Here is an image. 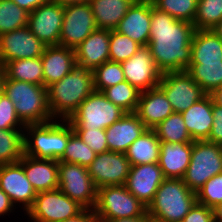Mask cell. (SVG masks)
<instances>
[{
	"label": "cell",
	"instance_id": "cell-50",
	"mask_svg": "<svg viewBox=\"0 0 222 222\" xmlns=\"http://www.w3.org/2000/svg\"><path fill=\"white\" fill-rule=\"evenodd\" d=\"M50 2L56 3L62 6L74 5L79 3H90L91 0H49Z\"/></svg>",
	"mask_w": 222,
	"mask_h": 222
},
{
	"label": "cell",
	"instance_id": "cell-39",
	"mask_svg": "<svg viewBox=\"0 0 222 222\" xmlns=\"http://www.w3.org/2000/svg\"><path fill=\"white\" fill-rule=\"evenodd\" d=\"M152 2L156 8L171 15L176 20L193 24L198 0H152Z\"/></svg>",
	"mask_w": 222,
	"mask_h": 222
},
{
	"label": "cell",
	"instance_id": "cell-7",
	"mask_svg": "<svg viewBox=\"0 0 222 222\" xmlns=\"http://www.w3.org/2000/svg\"><path fill=\"white\" fill-rule=\"evenodd\" d=\"M126 112L109 101L102 92L93 91L69 117L73 129L105 130Z\"/></svg>",
	"mask_w": 222,
	"mask_h": 222
},
{
	"label": "cell",
	"instance_id": "cell-10",
	"mask_svg": "<svg viewBox=\"0 0 222 222\" xmlns=\"http://www.w3.org/2000/svg\"><path fill=\"white\" fill-rule=\"evenodd\" d=\"M84 208L59 188L38 192L32 207L27 211L28 221L60 222L78 215ZM31 218V220H30Z\"/></svg>",
	"mask_w": 222,
	"mask_h": 222
},
{
	"label": "cell",
	"instance_id": "cell-34",
	"mask_svg": "<svg viewBox=\"0 0 222 222\" xmlns=\"http://www.w3.org/2000/svg\"><path fill=\"white\" fill-rule=\"evenodd\" d=\"M113 104L119 106L126 113H134L141 95V91L130 85L126 80L106 88L102 92Z\"/></svg>",
	"mask_w": 222,
	"mask_h": 222
},
{
	"label": "cell",
	"instance_id": "cell-55",
	"mask_svg": "<svg viewBox=\"0 0 222 222\" xmlns=\"http://www.w3.org/2000/svg\"><path fill=\"white\" fill-rule=\"evenodd\" d=\"M148 222H159V221L150 218Z\"/></svg>",
	"mask_w": 222,
	"mask_h": 222
},
{
	"label": "cell",
	"instance_id": "cell-31",
	"mask_svg": "<svg viewBox=\"0 0 222 222\" xmlns=\"http://www.w3.org/2000/svg\"><path fill=\"white\" fill-rule=\"evenodd\" d=\"M192 79L210 95L222 86V61L212 63H190L186 70Z\"/></svg>",
	"mask_w": 222,
	"mask_h": 222
},
{
	"label": "cell",
	"instance_id": "cell-28",
	"mask_svg": "<svg viewBox=\"0 0 222 222\" xmlns=\"http://www.w3.org/2000/svg\"><path fill=\"white\" fill-rule=\"evenodd\" d=\"M136 0H91L97 29L114 30Z\"/></svg>",
	"mask_w": 222,
	"mask_h": 222
},
{
	"label": "cell",
	"instance_id": "cell-51",
	"mask_svg": "<svg viewBox=\"0 0 222 222\" xmlns=\"http://www.w3.org/2000/svg\"><path fill=\"white\" fill-rule=\"evenodd\" d=\"M213 102L219 106H222V86L216 89L213 93L210 94Z\"/></svg>",
	"mask_w": 222,
	"mask_h": 222
},
{
	"label": "cell",
	"instance_id": "cell-8",
	"mask_svg": "<svg viewBox=\"0 0 222 222\" xmlns=\"http://www.w3.org/2000/svg\"><path fill=\"white\" fill-rule=\"evenodd\" d=\"M222 173V145L204 141L192 143L191 161L182 178L197 192L211 177Z\"/></svg>",
	"mask_w": 222,
	"mask_h": 222
},
{
	"label": "cell",
	"instance_id": "cell-20",
	"mask_svg": "<svg viewBox=\"0 0 222 222\" xmlns=\"http://www.w3.org/2000/svg\"><path fill=\"white\" fill-rule=\"evenodd\" d=\"M147 129L135 113H125L118 121L105 129L109 150L125 153Z\"/></svg>",
	"mask_w": 222,
	"mask_h": 222
},
{
	"label": "cell",
	"instance_id": "cell-54",
	"mask_svg": "<svg viewBox=\"0 0 222 222\" xmlns=\"http://www.w3.org/2000/svg\"><path fill=\"white\" fill-rule=\"evenodd\" d=\"M3 80H4V72L2 67L0 66V94L2 93L3 90Z\"/></svg>",
	"mask_w": 222,
	"mask_h": 222
},
{
	"label": "cell",
	"instance_id": "cell-52",
	"mask_svg": "<svg viewBox=\"0 0 222 222\" xmlns=\"http://www.w3.org/2000/svg\"><path fill=\"white\" fill-rule=\"evenodd\" d=\"M213 210L215 222H222V202L214 207Z\"/></svg>",
	"mask_w": 222,
	"mask_h": 222
},
{
	"label": "cell",
	"instance_id": "cell-41",
	"mask_svg": "<svg viewBox=\"0 0 222 222\" xmlns=\"http://www.w3.org/2000/svg\"><path fill=\"white\" fill-rule=\"evenodd\" d=\"M197 202L210 208L222 202V173L214 175L196 192Z\"/></svg>",
	"mask_w": 222,
	"mask_h": 222
},
{
	"label": "cell",
	"instance_id": "cell-44",
	"mask_svg": "<svg viewBox=\"0 0 222 222\" xmlns=\"http://www.w3.org/2000/svg\"><path fill=\"white\" fill-rule=\"evenodd\" d=\"M181 222H215L214 210L196 202Z\"/></svg>",
	"mask_w": 222,
	"mask_h": 222
},
{
	"label": "cell",
	"instance_id": "cell-3",
	"mask_svg": "<svg viewBox=\"0 0 222 222\" xmlns=\"http://www.w3.org/2000/svg\"><path fill=\"white\" fill-rule=\"evenodd\" d=\"M2 92L14 103L16 114L24 125L44 124L54 120L45 86L8 79L4 75Z\"/></svg>",
	"mask_w": 222,
	"mask_h": 222
},
{
	"label": "cell",
	"instance_id": "cell-46",
	"mask_svg": "<svg viewBox=\"0 0 222 222\" xmlns=\"http://www.w3.org/2000/svg\"><path fill=\"white\" fill-rule=\"evenodd\" d=\"M60 222H99L94 210L83 209L78 215Z\"/></svg>",
	"mask_w": 222,
	"mask_h": 222
},
{
	"label": "cell",
	"instance_id": "cell-12",
	"mask_svg": "<svg viewBox=\"0 0 222 222\" xmlns=\"http://www.w3.org/2000/svg\"><path fill=\"white\" fill-rule=\"evenodd\" d=\"M97 25L90 3L64 6L59 45L75 49Z\"/></svg>",
	"mask_w": 222,
	"mask_h": 222
},
{
	"label": "cell",
	"instance_id": "cell-22",
	"mask_svg": "<svg viewBox=\"0 0 222 222\" xmlns=\"http://www.w3.org/2000/svg\"><path fill=\"white\" fill-rule=\"evenodd\" d=\"M19 163L37 193L58 189L57 160L35 158L24 154Z\"/></svg>",
	"mask_w": 222,
	"mask_h": 222
},
{
	"label": "cell",
	"instance_id": "cell-29",
	"mask_svg": "<svg viewBox=\"0 0 222 222\" xmlns=\"http://www.w3.org/2000/svg\"><path fill=\"white\" fill-rule=\"evenodd\" d=\"M160 143L155 131L147 129L125 152L131 166L158 163Z\"/></svg>",
	"mask_w": 222,
	"mask_h": 222
},
{
	"label": "cell",
	"instance_id": "cell-9",
	"mask_svg": "<svg viewBox=\"0 0 222 222\" xmlns=\"http://www.w3.org/2000/svg\"><path fill=\"white\" fill-rule=\"evenodd\" d=\"M58 188L84 209H94L97 188L87 167L69 162H58Z\"/></svg>",
	"mask_w": 222,
	"mask_h": 222
},
{
	"label": "cell",
	"instance_id": "cell-35",
	"mask_svg": "<svg viewBox=\"0 0 222 222\" xmlns=\"http://www.w3.org/2000/svg\"><path fill=\"white\" fill-rule=\"evenodd\" d=\"M29 12L11 0L0 2V35L28 26Z\"/></svg>",
	"mask_w": 222,
	"mask_h": 222
},
{
	"label": "cell",
	"instance_id": "cell-16",
	"mask_svg": "<svg viewBox=\"0 0 222 222\" xmlns=\"http://www.w3.org/2000/svg\"><path fill=\"white\" fill-rule=\"evenodd\" d=\"M64 6L46 2L28 16L30 31L46 46L59 45Z\"/></svg>",
	"mask_w": 222,
	"mask_h": 222
},
{
	"label": "cell",
	"instance_id": "cell-45",
	"mask_svg": "<svg viewBox=\"0 0 222 222\" xmlns=\"http://www.w3.org/2000/svg\"><path fill=\"white\" fill-rule=\"evenodd\" d=\"M213 125L206 141L222 145V106L213 102L212 99Z\"/></svg>",
	"mask_w": 222,
	"mask_h": 222
},
{
	"label": "cell",
	"instance_id": "cell-6",
	"mask_svg": "<svg viewBox=\"0 0 222 222\" xmlns=\"http://www.w3.org/2000/svg\"><path fill=\"white\" fill-rule=\"evenodd\" d=\"M93 210L99 222L147 215V207L132 195L125 185L98 188Z\"/></svg>",
	"mask_w": 222,
	"mask_h": 222
},
{
	"label": "cell",
	"instance_id": "cell-18",
	"mask_svg": "<svg viewBox=\"0 0 222 222\" xmlns=\"http://www.w3.org/2000/svg\"><path fill=\"white\" fill-rule=\"evenodd\" d=\"M165 177L158 163L130 167L125 186L146 207L152 202Z\"/></svg>",
	"mask_w": 222,
	"mask_h": 222
},
{
	"label": "cell",
	"instance_id": "cell-32",
	"mask_svg": "<svg viewBox=\"0 0 222 222\" xmlns=\"http://www.w3.org/2000/svg\"><path fill=\"white\" fill-rule=\"evenodd\" d=\"M24 155V129L0 130V165L17 163Z\"/></svg>",
	"mask_w": 222,
	"mask_h": 222
},
{
	"label": "cell",
	"instance_id": "cell-21",
	"mask_svg": "<svg viewBox=\"0 0 222 222\" xmlns=\"http://www.w3.org/2000/svg\"><path fill=\"white\" fill-rule=\"evenodd\" d=\"M148 129H153L174 113L171 103L157 86L141 92L134 112Z\"/></svg>",
	"mask_w": 222,
	"mask_h": 222
},
{
	"label": "cell",
	"instance_id": "cell-40",
	"mask_svg": "<svg viewBox=\"0 0 222 222\" xmlns=\"http://www.w3.org/2000/svg\"><path fill=\"white\" fill-rule=\"evenodd\" d=\"M140 47V44L136 43L128 36L117 32L115 29L110 30V61L122 63L132 57Z\"/></svg>",
	"mask_w": 222,
	"mask_h": 222
},
{
	"label": "cell",
	"instance_id": "cell-2",
	"mask_svg": "<svg viewBox=\"0 0 222 222\" xmlns=\"http://www.w3.org/2000/svg\"><path fill=\"white\" fill-rule=\"evenodd\" d=\"M93 91L92 70L76 63L70 73L47 87L52 118L68 120Z\"/></svg>",
	"mask_w": 222,
	"mask_h": 222
},
{
	"label": "cell",
	"instance_id": "cell-38",
	"mask_svg": "<svg viewBox=\"0 0 222 222\" xmlns=\"http://www.w3.org/2000/svg\"><path fill=\"white\" fill-rule=\"evenodd\" d=\"M96 155L97 154L74 132L69 137L65 152L58 162H69L88 167Z\"/></svg>",
	"mask_w": 222,
	"mask_h": 222
},
{
	"label": "cell",
	"instance_id": "cell-24",
	"mask_svg": "<svg viewBox=\"0 0 222 222\" xmlns=\"http://www.w3.org/2000/svg\"><path fill=\"white\" fill-rule=\"evenodd\" d=\"M44 86L60 81L76 64L75 50L61 45L46 46L41 56Z\"/></svg>",
	"mask_w": 222,
	"mask_h": 222
},
{
	"label": "cell",
	"instance_id": "cell-4",
	"mask_svg": "<svg viewBox=\"0 0 222 222\" xmlns=\"http://www.w3.org/2000/svg\"><path fill=\"white\" fill-rule=\"evenodd\" d=\"M73 133V127L68 120L54 119L44 124L25 125L24 154L58 161Z\"/></svg>",
	"mask_w": 222,
	"mask_h": 222
},
{
	"label": "cell",
	"instance_id": "cell-27",
	"mask_svg": "<svg viewBox=\"0 0 222 222\" xmlns=\"http://www.w3.org/2000/svg\"><path fill=\"white\" fill-rule=\"evenodd\" d=\"M222 61V39L213 30H195L191 42L190 63Z\"/></svg>",
	"mask_w": 222,
	"mask_h": 222
},
{
	"label": "cell",
	"instance_id": "cell-1",
	"mask_svg": "<svg viewBox=\"0 0 222 222\" xmlns=\"http://www.w3.org/2000/svg\"><path fill=\"white\" fill-rule=\"evenodd\" d=\"M190 22L176 20L159 10L151 0L148 47L162 73L186 71L191 62V42L195 32Z\"/></svg>",
	"mask_w": 222,
	"mask_h": 222
},
{
	"label": "cell",
	"instance_id": "cell-17",
	"mask_svg": "<svg viewBox=\"0 0 222 222\" xmlns=\"http://www.w3.org/2000/svg\"><path fill=\"white\" fill-rule=\"evenodd\" d=\"M0 188L15 206L22 204L24 214L32 207L37 194L19 162L0 165Z\"/></svg>",
	"mask_w": 222,
	"mask_h": 222
},
{
	"label": "cell",
	"instance_id": "cell-26",
	"mask_svg": "<svg viewBox=\"0 0 222 222\" xmlns=\"http://www.w3.org/2000/svg\"><path fill=\"white\" fill-rule=\"evenodd\" d=\"M193 141L207 140L213 125L212 97L205 95L181 113Z\"/></svg>",
	"mask_w": 222,
	"mask_h": 222
},
{
	"label": "cell",
	"instance_id": "cell-37",
	"mask_svg": "<svg viewBox=\"0 0 222 222\" xmlns=\"http://www.w3.org/2000/svg\"><path fill=\"white\" fill-rule=\"evenodd\" d=\"M94 91L103 92L125 80L121 63L106 61L92 70Z\"/></svg>",
	"mask_w": 222,
	"mask_h": 222
},
{
	"label": "cell",
	"instance_id": "cell-25",
	"mask_svg": "<svg viewBox=\"0 0 222 222\" xmlns=\"http://www.w3.org/2000/svg\"><path fill=\"white\" fill-rule=\"evenodd\" d=\"M192 143L161 141L159 167L165 178L182 179L191 161Z\"/></svg>",
	"mask_w": 222,
	"mask_h": 222
},
{
	"label": "cell",
	"instance_id": "cell-33",
	"mask_svg": "<svg viewBox=\"0 0 222 222\" xmlns=\"http://www.w3.org/2000/svg\"><path fill=\"white\" fill-rule=\"evenodd\" d=\"M160 141L170 143H193L181 113H173L153 128Z\"/></svg>",
	"mask_w": 222,
	"mask_h": 222
},
{
	"label": "cell",
	"instance_id": "cell-5",
	"mask_svg": "<svg viewBox=\"0 0 222 222\" xmlns=\"http://www.w3.org/2000/svg\"><path fill=\"white\" fill-rule=\"evenodd\" d=\"M196 202V193L182 179L165 178L147 207V214L159 222H181Z\"/></svg>",
	"mask_w": 222,
	"mask_h": 222
},
{
	"label": "cell",
	"instance_id": "cell-30",
	"mask_svg": "<svg viewBox=\"0 0 222 222\" xmlns=\"http://www.w3.org/2000/svg\"><path fill=\"white\" fill-rule=\"evenodd\" d=\"M2 69L8 79L44 86L41 57L9 61Z\"/></svg>",
	"mask_w": 222,
	"mask_h": 222
},
{
	"label": "cell",
	"instance_id": "cell-11",
	"mask_svg": "<svg viewBox=\"0 0 222 222\" xmlns=\"http://www.w3.org/2000/svg\"><path fill=\"white\" fill-rule=\"evenodd\" d=\"M158 87L175 113H182L206 95L187 71L163 73Z\"/></svg>",
	"mask_w": 222,
	"mask_h": 222
},
{
	"label": "cell",
	"instance_id": "cell-43",
	"mask_svg": "<svg viewBox=\"0 0 222 222\" xmlns=\"http://www.w3.org/2000/svg\"><path fill=\"white\" fill-rule=\"evenodd\" d=\"M81 140L96 154L109 151L105 130L102 129H73Z\"/></svg>",
	"mask_w": 222,
	"mask_h": 222
},
{
	"label": "cell",
	"instance_id": "cell-48",
	"mask_svg": "<svg viewBox=\"0 0 222 222\" xmlns=\"http://www.w3.org/2000/svg\"><path fill=\"white\" fill-rule=\"evenodd\" d=\"M20 8L25 9L27 12H32L38 6L48 2L49 0H11Z\"/></svg>",
	"mask_w": 222,
	"mask_h": 222
},
{
	"label": "cell",
	"instance_id": "cell-47",
	"mask_svg": "<svg viewBox=\"0 0 222 222\" xmlns=\"http://www.w3.org/2000/svg\"><path fill=\"white\" fill-rule=\"evenodd\" d=\"M16 208L18 207L13 204L9 196L0 188V216H9Z\"/></svg>",
	"mask_w": 222,
	"mask_h": 222
},
{
	"label": "cell",
	"instance_id": "cell-23",
	"mask_svg": "<svg viewBox=\"0 0 222 222\" xmlns=\"http://www.w3.org/2000/svg\"><path fill=\"white\" fill-rule=\"evenodd\" d=\"M110 30L95 29L75 50L76 63L93 70L110 60Z\"/></svg>",
	"mask_w": 222,
	"mask_h": 222
},
{
	"label": "cell",
	"instance_id": "cell-53",
	"mask_svg": "<svg viewBox=\"0 0 222 222\" xmlns=\"http://www.w3.org/2000/svg\"><path fill=\"white\" fill-rule=\"evenodd\" d=\"M212 30L222 39V20Z\"/></svg>",
	"mask_w": 222,
	"mask_h": 222
},
{
	"label": "cell",
	"instance_id": "cell-42",
	"mask_svg": "<svg viewBox=\"0 0 222 222\" xmlns=\"http://www.w3.org/2000/svg\"><path fill=\"white\" fill-rule=\"evenodd\" d=\"M24 128L25 125L16 114L14 103L2 92L0 94V130Z\"/></svg>",
	"mask_w": 222,
	"mask_h": 222
},
{
	"label": "cell",
	"instance_id": "cell-15",
	"mask_svg": "<svg viewBox=\"0 0 222 222\" xmlns=\"http://www.w3.org/2000/svg\"><path fill=\"white\" fill-rule=\"evenodd\" d=\"M121 65L125 80L141 92L153 89L160 83L163 73L154 63L148 46H141L132 57L122 62Z\"/></svg>",
	"mask_w": 222,
	"mask_h": 222
},
{
	"label": "cell",
	"instance_id": "cell-19",
	"mask_svg": "<svg viewBox=\"0 0 222 222\" xmlns=\"http://www.w3.org/2000/svg\"><path fill=\"white\" fill-rule=\"evenodd\" d=\"M151 26V0H136L115 28L141 46H148Z\"/></svg>",
	"mask_w": 222,
	"mask_h": 222
},
{
	"label": "cell",
	"instance_id": "cell-13",
	"mask_svg": "<svg viewBox=\"0 0 222 222\" xmlns=\"http://www.w3.org/2000/svg\"><path fill=\"white\" fill-rule=\"evenodd\" d=\"M131 164L125 153L106 151L97 154L87 167L96 188L125 185Z\"/></svg>",
	"mask_w": 222,
	"mask_h": 222
},
{
	"label": "cell",
	"instance_id": "cell-49",
	"mask_svg": "<svg viewBox=\"0 0 222 222\" xmlns=\"http://www.w3.org/2000/svg\"><path fill=\"white\" fill-rule=\"evenodd\" d=\"M150 219L149 215L142 217H129V218H119V219H113L108 220L107 222H148Z\"/></svg>",
	"mask_w": 222,
	"mask_h": 222
},
{
	"label": "cell",
	"instance_id": "cell-36",
	"mask_svg": "<svg viewBox=\"0 0 222 222\" xmlns=\"http://www.w3.org/2000/svg\"><path fill=\"white\" fill-rule=\"evenodd\" d=\"M222 20V0H198L196 30H212Z\"/></svg>",
	"mask_w": 222,
	"mask_h": 222
},
{
	"label": "cell",
	"instance_id": "cell-14",
	"mask_svg": "<svg viewBox=\"0 0 222 222\" xmlns=\"http://www.w3.org/2000/svg\"><path fill=\"white\" fill-rule=\"evenodd\" d=\"M45 47L28 26L3 33L0 35V66L9 61L41 57Z\"/></svg>",
	"mask_w": 222,
	"mask_h": 222
}]
</instances>
